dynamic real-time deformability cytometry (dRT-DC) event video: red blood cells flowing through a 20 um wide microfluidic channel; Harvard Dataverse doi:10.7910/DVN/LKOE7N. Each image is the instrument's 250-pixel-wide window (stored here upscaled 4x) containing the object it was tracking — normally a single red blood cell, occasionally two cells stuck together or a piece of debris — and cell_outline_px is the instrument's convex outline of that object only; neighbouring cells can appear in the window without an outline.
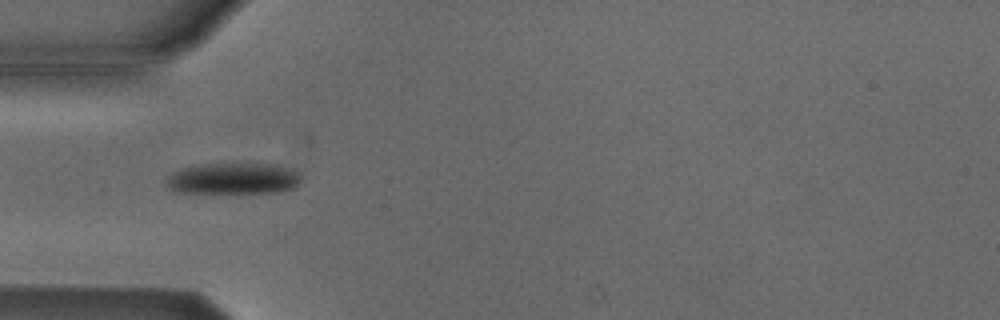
{"species": "Egyptian fruit bat (a non-hibernating species)", "species_latin": "Rousettus aegyptiacus", "temperature_condition": "cold", "stored_images_in_passage": 53, "camera_frame_rate_fps": 3000, "um_per_image_px": 0.085, "animal": {"sex": "male"}, "frame": {"image": 1, "passage_image": 16, "time_ms": 5.0, "image_size_px": [1000, 320], "cell_outline_px": [[300, 180], [296, 188], [280, 192], [180, 192], [168, 188], [164, 184], [168, 176], [172, 172], [184, 168], [208, 164], [276, 164], [296, 172], [300, 176]], "centroid_in_image_um": [19.83, 15.18], "position_along_channel_um": 65.2, "area_um2": 24.22}}
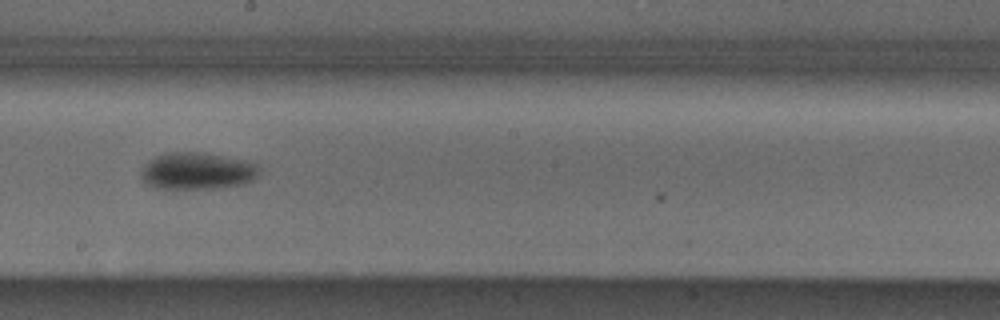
{"frame": {"image": 2, "passage_image": 29, "time_ms": 9.333, "image_size_px": [1000, 320], "cell_outline_px": [[260, 172], [252, 180], [244, 184], [220, 188], [152, 188], [144, 184], [140, 180], [140, 172], [148, 160], [156, 156], [168, 152], [204, 152], [256, 160], [260, 164]], "centroid_in_image_um": [16.81, 14.51], "position_along_channel_um": 231.4, "area_um2": 26.41}}
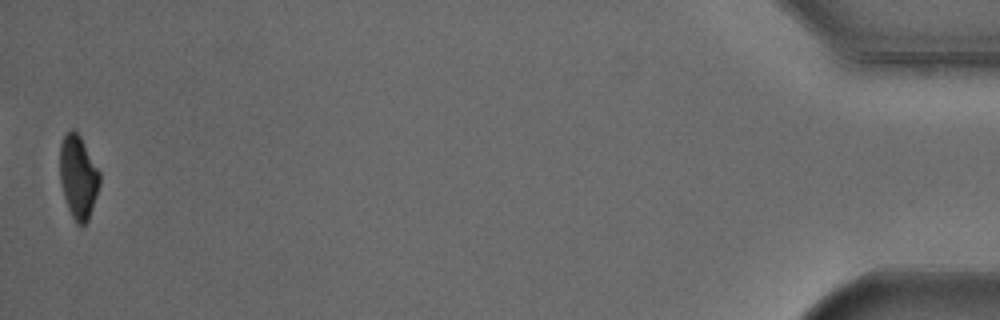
{"frame": {"image": 3, "passage_image": 52, "time_ms": 17.0, "image_size_px": [1000, 320], "cell_outline_px": [[100, 184], [88, 220], [84, 224], [76, 224], [68, 208], [60, 184], [60, 144], [64, 136], [72, 128], [80, 136], [100, 172]], "centroid_in_image_um": [6.64, 15.04], "position_along_channel_um": 428.6, "area_um2": 19.13}, "authors_computed_cell_mechanics": {"area_um2": 22.3108, "velocity_mm_per_s": 3.8613, "shape_relaxation_time_tau1_ms": 3.0918, "shape_relaxation_time_tau2_ms": null, "deformation_change_tau1": 0.0923, "deformation_change_tau2": null}}